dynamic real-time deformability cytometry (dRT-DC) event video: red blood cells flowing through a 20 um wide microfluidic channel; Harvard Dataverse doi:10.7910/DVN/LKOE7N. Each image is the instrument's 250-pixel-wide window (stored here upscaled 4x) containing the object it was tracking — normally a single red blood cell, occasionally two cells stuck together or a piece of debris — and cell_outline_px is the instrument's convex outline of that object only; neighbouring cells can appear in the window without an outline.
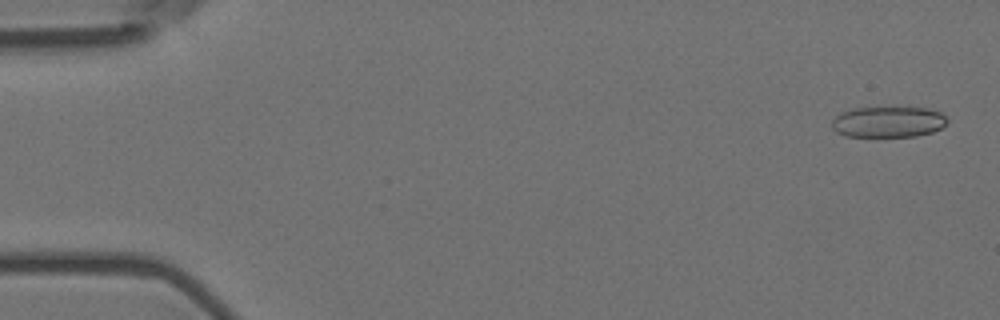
{"species": "Egyptian fruit bat (a non-hibernating species)", "species_latin": "Rousettus aegyptiacus", "temperature_condition": "room temperature", "stored_images_in_passage": 6, "camera_frame_rate_fps": 3000, "um_per_image_px": 0.085, "animal": {"sex": "female"}, "frame": {"image": 1, "passage_image": 1, "time_ms": 0.0, "image_size_px": [1000, 320], "cell_outline_px": [[948, 124], [932, 132], [916, 136], [844, 136], [836, 132], [832, 128], [832, 120], [840, 112], [852, 108], [928, 108], [940, 112], [948, 120]], "centroid_in_image_um": [75.49, 10.36], "position_along_channel_um": 9.5, "area_um2": 20.75}}